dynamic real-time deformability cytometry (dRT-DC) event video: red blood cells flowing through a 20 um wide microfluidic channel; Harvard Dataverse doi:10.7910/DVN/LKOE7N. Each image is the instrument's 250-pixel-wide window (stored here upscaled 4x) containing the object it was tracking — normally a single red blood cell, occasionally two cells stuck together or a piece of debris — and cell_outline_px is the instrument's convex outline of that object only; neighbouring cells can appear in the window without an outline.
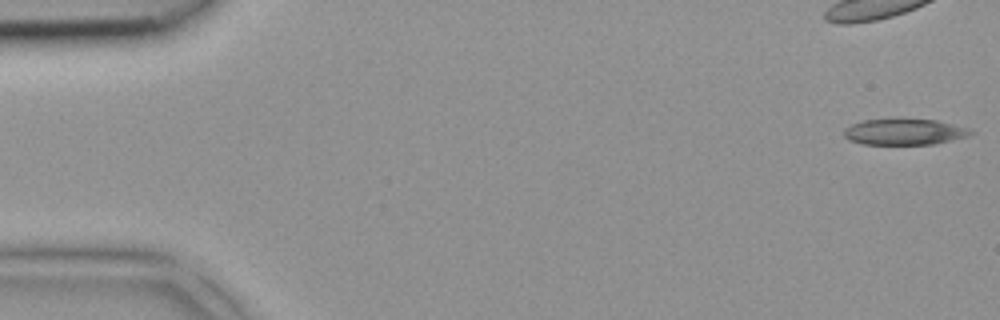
{"species": "common noctule bat (a hibernating species)", "species_latin": "Nyctalus noctula", "temperature_condition": "room temperature", "stored_images_in_passage": 5, "camera_frame_rate_fps": 3000, "um_per_image_px": 0.085, "animal": {"sex": "female", "body_mass_g": 18.4}, "frame": {"image": 1, "passage_image": 1, "time_ms": 0.0, "image_size_px": [1000, 320], "cell_outline_px": [[976, 132], [968, 136], [936, 144], [860, 144], [848, 140], [844, 136], [844, 128], [852, 124], [864, 120], [936, 120], [968, 128]], "centroid_in_image_um": [76.87, 11.23], "position_along_channel_um": 8.1, "area_um2": 19.02}}